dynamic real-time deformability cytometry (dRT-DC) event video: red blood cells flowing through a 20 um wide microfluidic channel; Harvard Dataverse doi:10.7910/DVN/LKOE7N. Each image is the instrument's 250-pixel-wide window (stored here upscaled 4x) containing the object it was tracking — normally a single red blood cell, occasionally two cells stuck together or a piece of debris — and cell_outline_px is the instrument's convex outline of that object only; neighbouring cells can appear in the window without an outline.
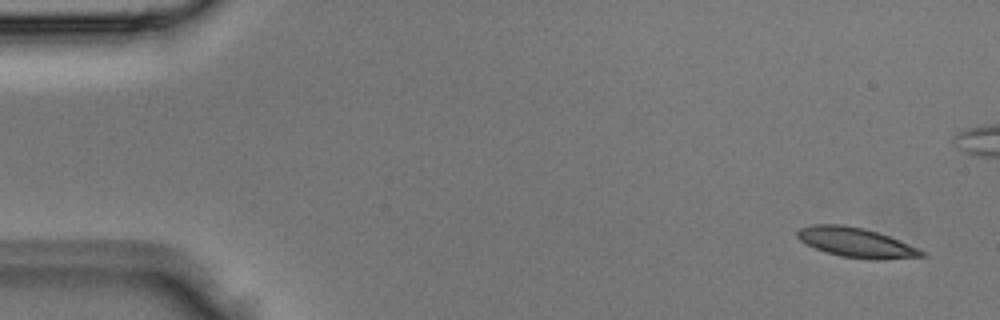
{"species": "Egyptian fruit bat (a non-hibernating species)", "species_latin": "Rousettus aegyptiacus", "temperature_condition": "room temperature", "stored_images_in_passage": 5, "camera_frame_rate_fps": 3000, "um_per_image_px": 0.085, "animal": {"sex": "male"}, "frame": {"image": 1, "passage_image": 1, "time_ms": 0.0, "image_size_px": [1000, 320], "cell_outline_px": [[928, 256], [876, 260], [872, 260], [840, 256], [816, 248], [800, 240], [796, 236], [796, 232], [800, 228], [812, 224], [840, 224], [864, 228], [888, 236], [920, 248], [928, 252]], "centroid_in_image_um": [72.82, 20.62], "position_along_channel_um": 12.2, "area_um2": 21.5}}